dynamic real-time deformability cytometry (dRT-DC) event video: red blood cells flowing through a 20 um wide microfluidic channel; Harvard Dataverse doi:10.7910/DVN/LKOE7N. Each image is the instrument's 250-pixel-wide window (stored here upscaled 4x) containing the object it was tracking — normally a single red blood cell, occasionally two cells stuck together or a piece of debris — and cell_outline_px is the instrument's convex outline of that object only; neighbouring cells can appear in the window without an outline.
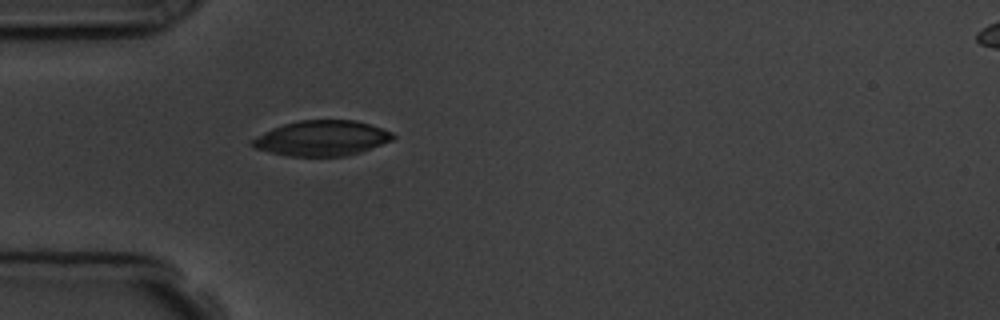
{"species": "common noctule bat (a hibernating species)", "species_latin": "Nyctalus noctula", "temperature_condition": "room temperature", "stored_images_in_passage": 1, "camera_frame_rate_fps": 3000, "um_per_image_px": 0.085, "animal": {"sex": "male", "body_mass_g": 19.5, "forearm_length_mm": 54.6}, "frame": {"image": 1, "passage_image": 1, "time_ms": 0.0, "image_size_px": [1000, 320], "cell_outline_px": [[396, 136], [392, 140], [360, 152], [344, 156], [288, 156], [256, 148], [252, 144], [252, 140], [264, 132], [272, 128], [284, 124], [300, 120], [356, 120], [392, 132]], "centroid_in_image_um": [27.37, 11.74], "position_along_channel_um": 57.6, "area_um2": 28.5}}